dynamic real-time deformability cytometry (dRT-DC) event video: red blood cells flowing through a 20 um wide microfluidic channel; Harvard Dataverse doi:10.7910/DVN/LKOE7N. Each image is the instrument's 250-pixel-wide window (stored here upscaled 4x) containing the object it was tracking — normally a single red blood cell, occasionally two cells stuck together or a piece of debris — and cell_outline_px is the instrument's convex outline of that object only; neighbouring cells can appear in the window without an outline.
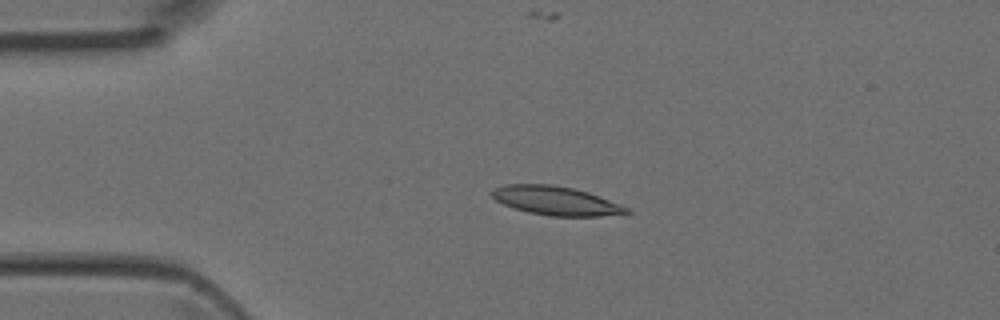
{"species": "Egyptian fruit bat (a non-hibernating species)", "species_latin": "Rousettus aegyptiacus", "temperature_condition": "room temperature", "stored_images_in_passage": 2, "camera_frame_rate_fps": 3000, "um_per_image_px": 0.085, "animal": {"sex": "female"}, "frame": {"image": 1, "passage_image": 2, "time_ms": 0.333, "image_size_px": [1000, 320], "cell_outline_px": [[632, 212], [600, 216], [548, 216], [528, 212], [504, 204], [496, 200], [492, 196], [492, 188], [504, 184], [552, 184], [572, 188], [588, 192], [628, 208]], "centroid_in_image_um": [47.2, 17.05], "position_along_channel_um": 37.8, "area_um2": 22.37}}